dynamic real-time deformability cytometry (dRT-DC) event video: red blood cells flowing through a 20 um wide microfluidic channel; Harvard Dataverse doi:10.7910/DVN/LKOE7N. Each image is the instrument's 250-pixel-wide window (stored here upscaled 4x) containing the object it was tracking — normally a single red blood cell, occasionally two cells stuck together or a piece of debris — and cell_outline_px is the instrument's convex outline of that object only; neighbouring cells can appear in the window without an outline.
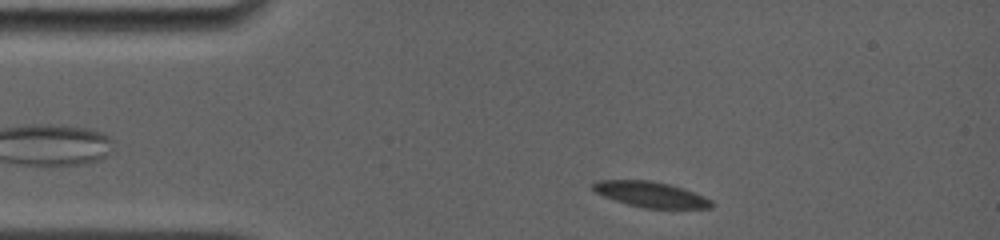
{"species": "common noctule bat (a hibernating species)", "species_latin": "Nyctalus noctula", "temperature_condition": "room temperature", "stored_images_in_passage": 12, "camera_frame_rate_fps": 4000, "um_per_image_px": 0.085, "animal": {"sex": "female", "body_mass_g": 19.0, "forearm_length_mm": 56.7}, "frame": {"image": 1, "passage_image": 2, "time_ms": 0.25, "image_size_px": [1000, 240], "cell_outline_px": [[712, 204], [708, 208], [644, 208], [628, 204], [604, 196], [596, 192], [592, 188], [592, 184], [596, 180], [652, 180], [684, 188], [704, 196], [712, 200]], "centroid_in_image_um": [55.31, 16.51], "position_along_channel_um": 29.7, "area_um2": 17.51}}
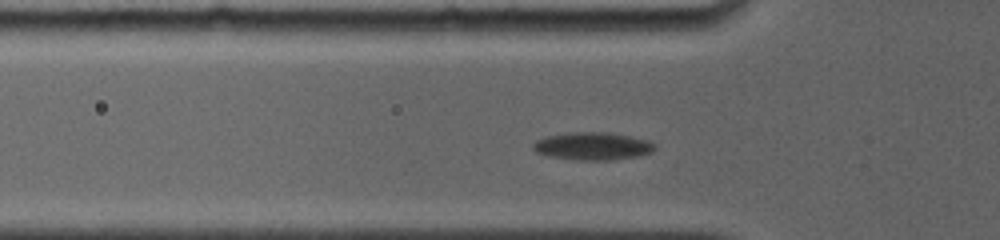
{"frame": {"image": 2, "passage_image": 8, "time_ms": 2.75, "image_size_px": [1000, 240], "cell_outline_px": [[656, 148], [640, 156], [608, 160], [580, 160], [548, 156], [536, 152], [532, 148], [532, 144], [536, 140], [544, 136], [568, 132], [608, 132], [628, 136], [644, 140], [652, 144]], "centroid_in_image_um": [50.28, 12.41], "position_along_channel_um": 75.5, "area_um2": 19.48}}
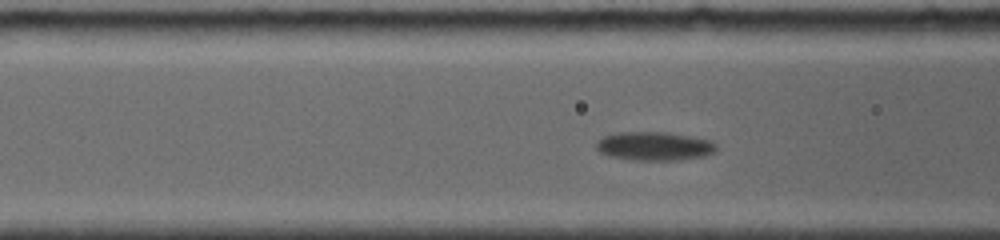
{"frame": {"image": 3, "passage_image": 11, "time_ms": 3.75, "image_size_px": [1000, 240], "cell_outline_px": [[716, 148], [712, 152], [704, 156], [676, 160], [636, 160], [612, 156], [600, 152], [596, 148], [596, 140], [604, 136], [616, 132], [664, 132], [688, 136], [708, 140], [716, 144]], "centroid_in_image_um": [55.57, 12.41], "position_along_channel_um": 111.0, "area_um2": 19.77}}